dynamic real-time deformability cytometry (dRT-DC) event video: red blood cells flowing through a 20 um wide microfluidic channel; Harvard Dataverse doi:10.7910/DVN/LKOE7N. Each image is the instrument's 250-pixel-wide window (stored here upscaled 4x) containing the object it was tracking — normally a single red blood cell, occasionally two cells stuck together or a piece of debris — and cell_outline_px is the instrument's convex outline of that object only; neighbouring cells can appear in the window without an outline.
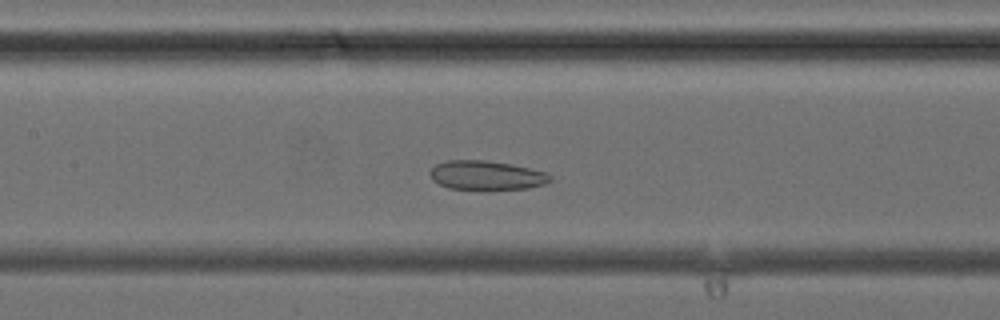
{"species": "common noctule bat (a hibernating species)", "species_latin": "Nyctalus noctula", "temperature_condition": "cold", "stored_images_in_passage": 16, "camera_frame_rate_fps": 3000, "um_per_image_px": 0.085, "animal": {"sex": "female", "body_mass_g": 24.6, "forearm_length_mm": 56.2}, "frame": {"image": 1, "passage_image": 5, "time_ms": 1.333, "image_size_px": [1000, 320], "cell_outline_px": [[552, 180], [544, 184], [528, 188], [488, 192], [484, 192], [448, 188], [432, 180], [428, 172], [436, 164], [448, 160], [484, 160], [508, 164], [548, 172], [552, 176]], "centroid_in_image_um": [41.34, 14.95], "position_along_channel_um": 166.1, "area_um2": 21.21}}
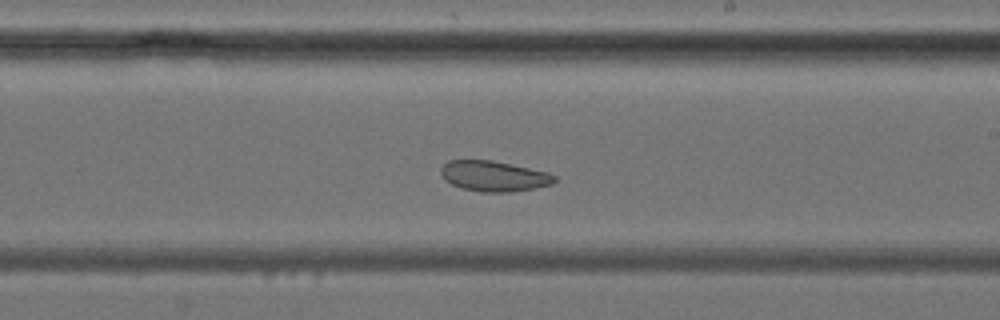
{"frame": {"image": 2, "passage_image": 10, "time_ms": 3.0, "image_size_px": [1000, 320], "cell_outline_px": [[556, 180], [552, 184], [512, 192], [480, 192], [460, 188], [444, 180], [440, 172], [440, 168], [448, 160], [492, 160], [548, 172], [556, 176]], "centroid_in_image_um": [41.95, 14.97], "position_along_channel_um": 247.1, "area_um2": 20.23}}
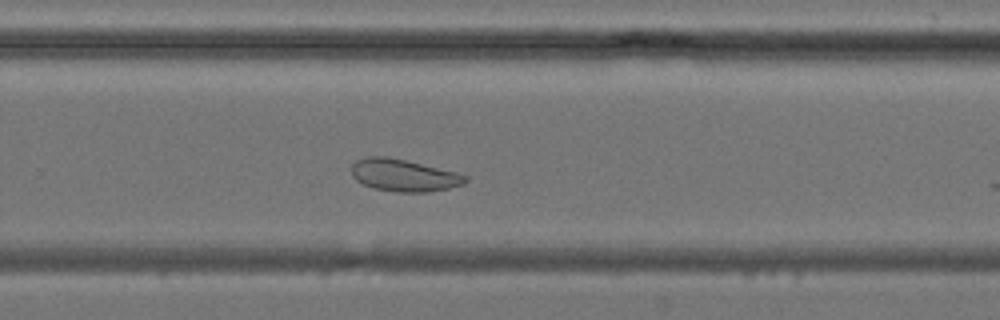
{"frame": {"image": 3, "passage_image": 13, "time_ms": 4.0, "image_size_px": [1000, 320], "cell_outline_px": [[468, 180], [464, 184], [448, 188], [428, 192], [396, 192], [372, 188], [356, 180], [352, 176], [352, 164], [356, 160], [364, 156], [384, 156], [404, 160], [456, 172], [468, 176]], "centroid_in_image_um": [34.3, 14.9], "position_along_channel_um": 295.5, "area_um2": 21.33}}